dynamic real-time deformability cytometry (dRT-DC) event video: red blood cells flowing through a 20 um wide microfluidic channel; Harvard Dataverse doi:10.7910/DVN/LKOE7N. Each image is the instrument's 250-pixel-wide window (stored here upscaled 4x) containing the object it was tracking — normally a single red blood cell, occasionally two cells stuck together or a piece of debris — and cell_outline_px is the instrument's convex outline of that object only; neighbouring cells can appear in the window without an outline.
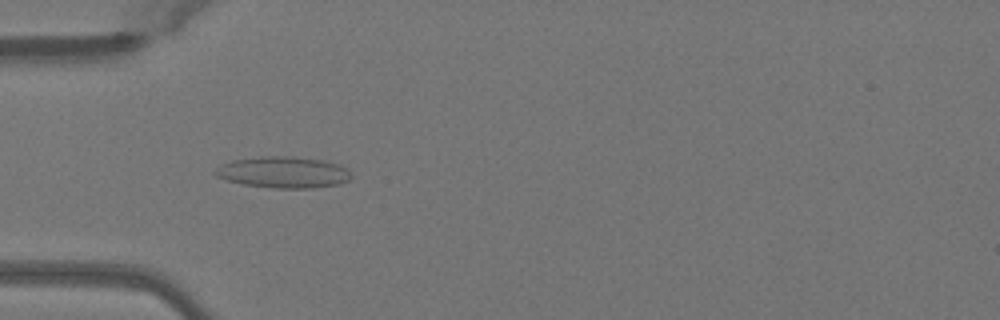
{"species": "Egyptian fruit bat (a non-hibernating species)", "species_latin": "Rousettus aegyptiacus", "temperature_condition": "warm", "stored_images_in_passage": 45, "camera_frame_rate_fps": 3000, "um_per_image_px": 0.085, "animal": {"sex": "female"}, "frame": {"image": 1, "passage_image": 11, "time_ms": 3.333, "image_size_px": [1000, 320], "cell_outline_px": [[352, 176], [348, 180], [340, 184], [312, 188], [276, 188], [244, 184], [228, 180], [216, 176], [212, 172], [220, 164], [232, 160], [260, 156], [292, 156], [324, 160], [340, 164], [348, 168]], "centroid_in_image_um": [24.1, 14.63], "position_along_channel_um": 60.9, "area_um2": 25.09}}
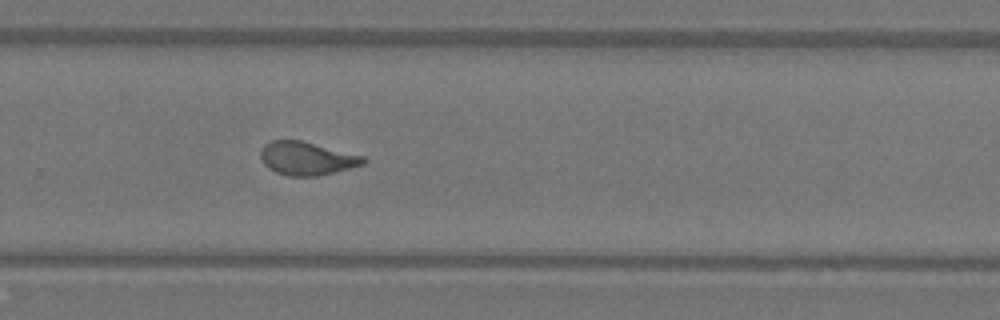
{"frame": {"image": 2, "passage_image": 29, "time_ms": 9.333, "image_size_px": [1000, 320], "cell_outline_px": [[368, 160], [364, 164], [316, 176], [288, 176], [276, 172], [268, 168], [260, 160], [260, 152], [264, 144], [272, 140], [300, 140], [364, 156]], "centroid_in_image_um": [26.04, 13.46], "position_along_channel_um": 303.8, "area_um2": 19.83}}
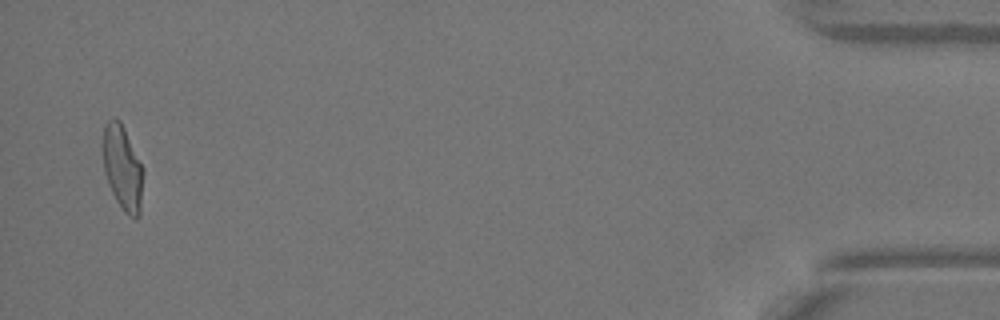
{"frame": {"image": 3, "passage_image": 44, "time_ms": 14.333, "image_size_px": [1000, 320], "cell_outline_px": [[144, 172], [140, 212], [136, 220], [128, 216], [124, 212], [116, 200], [108, 184], [104, 172], [104, 124], [112, 116], [116, 116], [120, 120], [144, 168]], "centroid_in_image_um": [10.44, 14.28], "position_along_channel_um": 424.8, "area_um2": 20.06}, "authors_computed_cell_mechanics": {"area_um2": 20.0566, "velocity_mm_per_s": 4.0821, "shape_relaxation_time_tau1_ms": 9.8295, "shape_relaxation_time_tau2_ms": 1.0646, "deformation_change_tau1": 0.2552, "deformation_change_tau2": 0.0745}}